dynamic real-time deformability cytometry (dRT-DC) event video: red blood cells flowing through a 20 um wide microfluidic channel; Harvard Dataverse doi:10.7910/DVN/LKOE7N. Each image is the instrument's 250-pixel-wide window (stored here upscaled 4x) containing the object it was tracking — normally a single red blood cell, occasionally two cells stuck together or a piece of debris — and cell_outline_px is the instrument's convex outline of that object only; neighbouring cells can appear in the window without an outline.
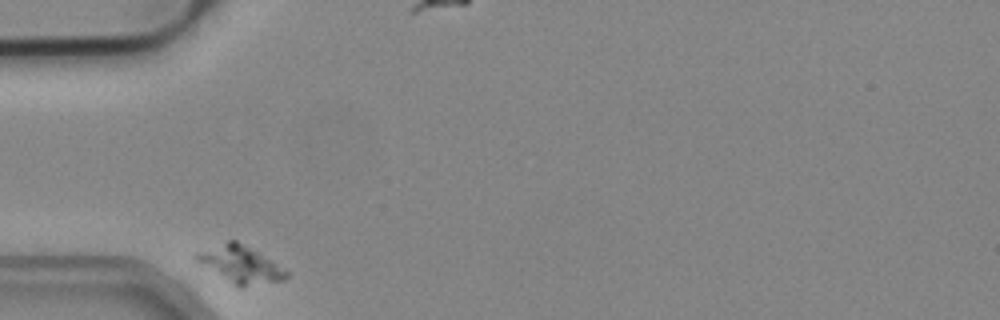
{"species": "common noctule bat (a hibernating species)", "species_latin": "Nyctalus noctula", "temperature_condition": "cold", "stored_images_in_passage": 32, "camera_frame_rate_fps": 3000, "um_per_image_px": 0.085, "animal": {"sex": "male", "body_mass_g": 19.2, "forearm_length_mm": 51.8}, "frame": {"image": 1, "passage_image": 1, "time_ms": 0.0, "image_size_px": [1000, 320], "cell_outline_px": [[288, 276], [284, 280], [244, 288], [236, 288], [196, 260], [196, 252], [228, 240], [236, 240], [276, 264], [288, 272]], "centroid_in_image_um": [20.42, 22.52], "position_along_channel_um": 64.6, "area_um2": 19.13}}
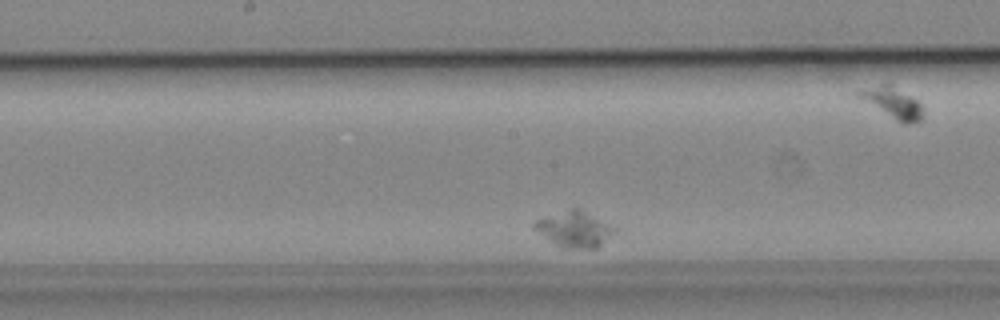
{"frame": {"image": 2, "passage_image": 15, "time_ms": 4.667, "image_size_px": [1000, 320], "cell_outline_px": [[616, 232], [596, 248], [560, 248], [532, 228], [532, 224], [536, 220], [544, 216], [572, 208], [580, 208], [616, 228]], "centroid_in_image_um": [48.79, 19.47], "position_along_channel_um": 199.4, "area_um2": 16.7}}
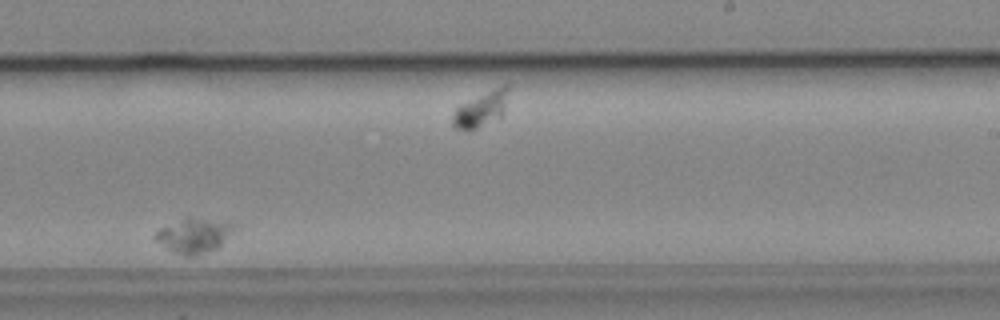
{"frame": {"image": 3, "passage_image": 22, "time_ms": 7.0, "image_size_px": [1000, 320], "cell_outline_px": [[236, 228], [216, 248], [196, 256], [180, 256], [172, 252], [156, 240], [152, 236], [160, 228], [184, 216], [192, 216], [236, 224]], "centroid_in_image_um": [16.44, 20.0], "position_along_channel_um": 272.6, "area_um2": 16.07}}